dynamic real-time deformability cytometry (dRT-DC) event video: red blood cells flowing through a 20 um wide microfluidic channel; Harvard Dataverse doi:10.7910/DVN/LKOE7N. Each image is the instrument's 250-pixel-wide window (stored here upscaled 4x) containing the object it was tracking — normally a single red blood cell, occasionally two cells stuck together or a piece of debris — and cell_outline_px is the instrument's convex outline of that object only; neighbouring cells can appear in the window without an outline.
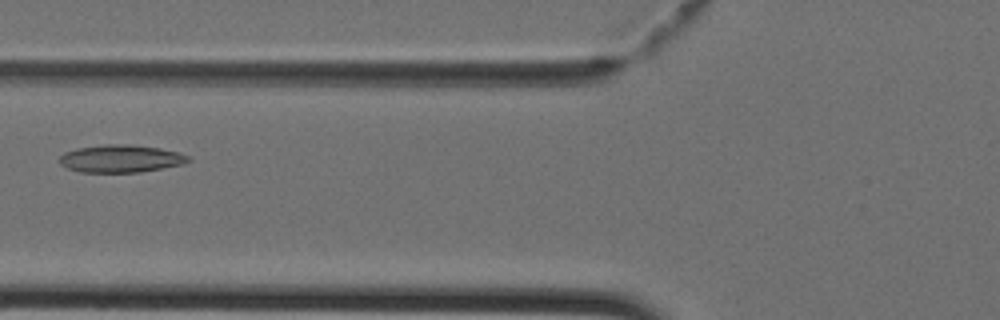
{"species": "Egyptian fruit bat (a non-hibernating species)", "species_latin": "Rousettus aegyptiacus", "temperature_condition": "cold", "stored_images_in_passage": 42, "camera_frame_rate_fps": 3000, "um_per_image_px": 0.085, "animal": {"sex": "female"}, "frame": {"image": 1, "passage_image": 16, "time_ms": 5.0, "image_size_px": [1000, 320], "cell_outline_px": [[192, 160], [184, 164], [140, 172], [80, 172], [68, 168], [60, 164], [60, 156], [64, 152], [76, 148], [104, 144], [128, 144], [160, 148], [176, 152], [188, 156]], "centroid_in_image_um": [10.25, 13.48], "position_along_channel_um": 115.5, "area_um2": 20.69}}
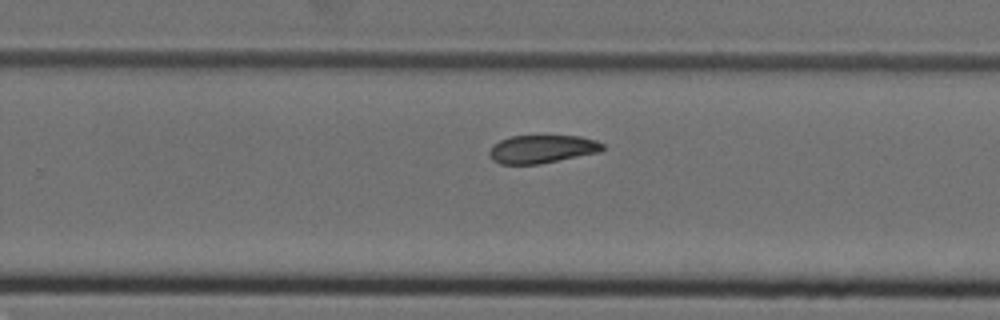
{"frame": {"image": 2, "passage_image": 27, "time_ms": 8.667, "image_size_px": [1000, 320], "cell_outline_px": [[604, 148], [600, 152], [540, 164], [500, 164], [492, 160], [488, 156], [488, 152], [492, 144], [508, 136], [580, 136], [596, 140], [604, 144]], "centroid_in_image_um": [46.04, 12.67], "position_along_channel_um": 283.8, "area_um2": 18.79}}
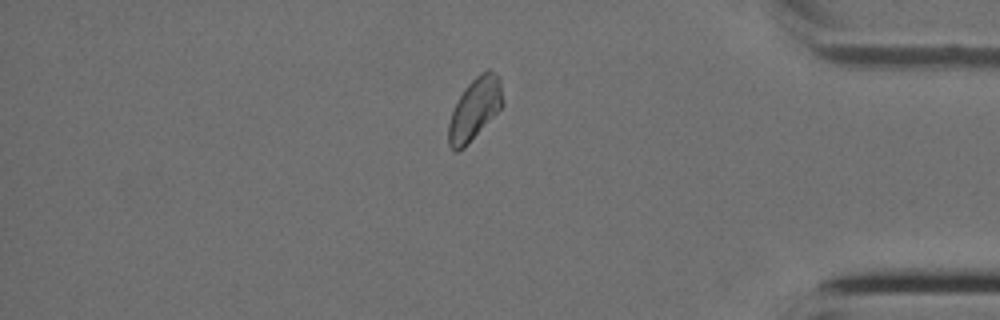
{"frame": {"image": 3, "passage_image": 36, "time_ms": 11.667, "image_size_px": [1000, 320], "cell_outline_px": [[504, 104], [464, 148], [456, 152], [452, 152], [448, 144], [448, 124], [452, 112], [464, 88], [480, 72], [488, 68], [496, 72], [500, 80], [504, 100]], "centroid_in_image_um": [40.35, 9.25], "position_along_channel_um": 394.8, "area_um2": 19.54}}